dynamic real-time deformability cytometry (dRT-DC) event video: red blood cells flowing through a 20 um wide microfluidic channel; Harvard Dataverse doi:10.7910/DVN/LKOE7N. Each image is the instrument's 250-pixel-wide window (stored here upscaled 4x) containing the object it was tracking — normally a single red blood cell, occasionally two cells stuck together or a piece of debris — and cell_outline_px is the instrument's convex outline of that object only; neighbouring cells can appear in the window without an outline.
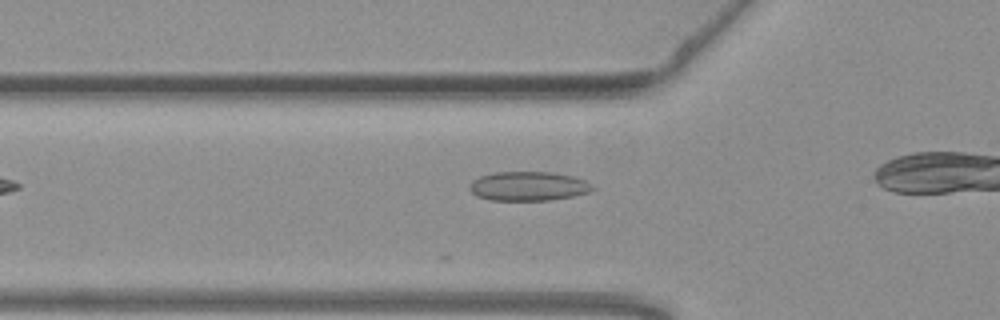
{"species": "common noctule bat (a hibernating species)", "species_latin": "Nyctalus noctula", "temperature_condition": "warm", "stored_images_in_passage": 20, "camera_frame_rate_fps": 3000, "um_per_image_px": 0.085, "animal": {"sex": "female", "body_mass_g": 19.3, "forearm_length_mm": 54.1}, "frame": {"image": 1, "passage_image": 2, "time_ms": 0.333, "image_size_px": [1000, 320], "cell_outline_px": [[596, 188], [588, 192], [572, 196], [548, 200], [492, 200], [476, 196], [468, 188], [468, 184], [472, 180], [480, 176], [492, 172], [552, 172], [572, 176], [584, 180], [592, 184]], "centroid_in_image_um": [44.87, 15.82], "position_along_channel_um": 80.9, "area_um2": 20.98}}
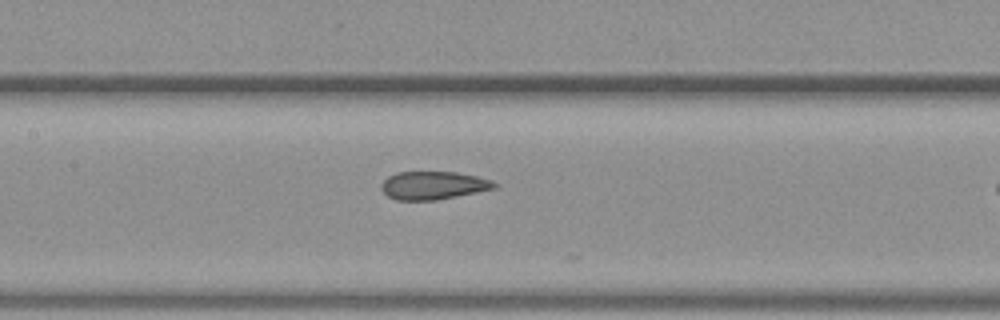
{"frame": {"image": 2, "passage_image": 9, "time_ms": 2.667, "image_size_px": [1000, 320], "cell_outline_px": [[496, 188], [436, 200], [396, 200], [388, 196], [380, 188], [380, 184], [388, 176], [396, 172], [456, 172], [476, 176], [492, 180], [496, 184]], "centroid_in_image_um": [36.79, 15.75], "position_along_channel_um": 170.6, "area_um2": 18.44}}
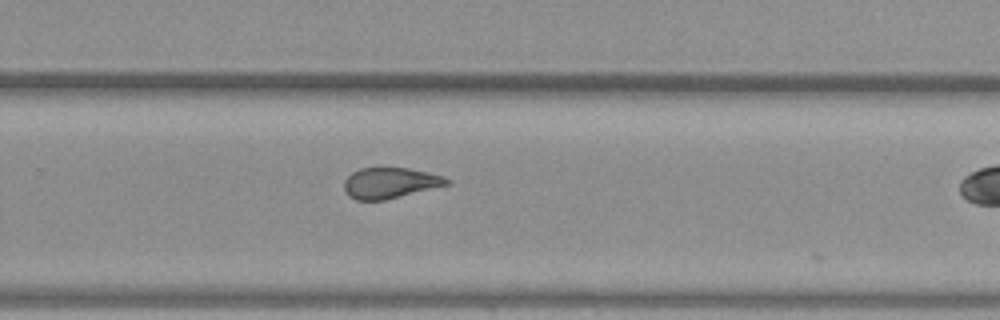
{"frame": {"image": 3, "passage_image": 19, "time_ms": 6.0, "image_size_px": [1000, 320], "cell_outline_px": [[452, 180], [448, 184], [384, 200], [356, 200], [348, 196], [344, 188], [344, 180], [352, 172], [360, 168], [408, 168], [428, 172], [444, 176]], "centroid_in_image_um": [33.13, 15.54], "position_along_channel_um": 296.7, "area_um2": 18.26}}